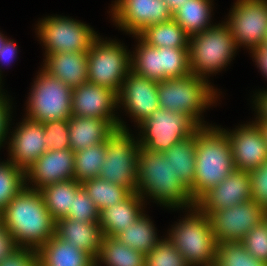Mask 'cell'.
Masks as SVG:
<instances>
[{
	"mask_svg": "<svg viewBox=\"0 0 267 266\" xmlns=\"http://www.w3.org/2000/svg\"><path fill=\"white\" fill-rule=\"evenodd\" d=\"M1 223L18 247L38 250L55 235V220L39 190L24 187L1 212Z\"/></svg>",
	"mask_w": 267,
	"mask_h": 266,
	"instance_id": "6da1fadb",
	"label": "cell"
},
{
	"mask_svg": "<svg viewBox=\"0 0 267 266\" xmlns=\"http://www.w3.org/2000/svg\"><path fill=\"white\" fill-rule=\"evenodd\" d=\"M143 199L150 197L160 205L185 210L195 206L190 190L173 171L169 159L161 152L139 148L137 164V189Z\"/></svg>",
	"mask_w": 267,
	"mask_h": 266,
	"instance_id": "7a4b0ae2",
	"label": "cell"
},
{
	"mask_svg": "<svg viewBox=\"0 0 267 266\" xmlns=\"http://www.w3.org/2000/svg\"><path fill=\"white\" fill-rule=\"evenodd\" d=\"M195 147V177L190 189L194 202L236 170L228 137L220 127H199Z\"/></svg>",
	"mask_w": 267,
	"mask_h": 266,
	"instance_id": "3957f363",
	"label": "cell"
},
{
	"mask_svg": "<svg viewBox=\"0 0 267 266\" xmlns=\"http://www.w3.org/2000/svg\"><path fill=\"white\" fill-rule=\"evenodd\" d=\"M208 82L195 74L158 82L159 108L183 113L198 127L208 126L200 115L219 98Z\"/></svg>",
	"mask_w": 267,
	"mask_h": 266,
	"instance_id": "277c9868",
	"label": "cell"
},
{
	"mask_svg": "<svg viewBox=\"0 0 267 266\" xmlns=\"http://www.w3.org/2000/svg\"><path fill=\"white\" fill-rule=\"evenodd\" d=\"M188 211L189 214L169 230L167 239L190 266L216 264L218 243L208 215L196 206Z\"/></svg>",
	"mask_w": 267,
	"mask_h": 266,
	"instance_id": "5b68a950",
	"label": "cell"
},
{
	"mask_svg": "<svg viewBox=\"0 0 267 266\" xmlns=\"http://www.w3.org/2000/svg\"><path fill=\"white\" fill-rule=\"evenodd\" d=\"M235 50L234 38L225 22L190 36L188 52L191 74L208 80L207 76L223 70L230 63Z\"/></svg>",
	"mask_w": 267,
	"mask_h": 266,
	"instance_id": "8992f818",
	"label": "cell"
},
{
	"mask_svg": "<svg viewBox=\"0 0 267 266\" xmlns=\"http://www.w3.org/2000/svg\"><path fill=\"white\" fill-rule=\"evenodd\" d=\"M102 39L98 36L87 52L88 82L118 94L131 71V52L120 42Z\"/></svg>",
	"mask_w": 267,
	"mask_h": 266,
	"instance_id": "52a82bcc",
	"label": "cell"
},
{
	"mask_svg": "<svg viewBox=\"0 0 267 266\" xmlns=\"http://www.w3.org/2000/svg\"><path fill=\"white\" fill-rule=\"evenodd\" d=\"M38 73L28 97L26 117L42 124L68 120L72 116L73 89L42 68Z\"/></svg>",
	"mask_w": 267,
	"mask_h": 266,
	"instance_id": "ba28073f",
	"label": "cell"
},
{
	"mask_svg": "<svg viewBox=\"0 0 267 266\" xmlns=\"http://www.w3.org/2000/svg\"><path fill=\"white\" fill-rule=\"evenodd\" d=\"M138 140L129 129H116L105 141L106 156L98 177L136 192Z\"/></svg>",
	"mask_w": 267,
	"mask_h": 266,
	"instance_id": "9c48e42d",
	"label": "cell"
},
{
	"mask_svg": "<svg viewBox=\"0 0 267 266\" xmlns=\"http://www.w3.org/2000/svg\"><path fill=\"white\" fill-rule=\"evenodd\" d=\"M139 146L149 152H165L190 137L199 127L185 114L158 108L139 125Z\"/></svg>",
	"mask_w": 267,
	"mask_h": 266,
	"instance_id": "30bf717a",
	"label": "cell"
},
{
	"mask_svg": "<svg viewBox=\"0 0 267 266\" xmlns=\"http://www.w3.org/2000/svg\"><path fill=\"white\" fill-rule=\"evenodd\" d=\"M37 27V37L45 47L44 55L88 52L99 36L88 24L65 16L45 17L38 21Z\"/></svg>",
	"mask_w": 267,
	"mask_h": 266,
	"instance_id": "8fae6325",
	"label": "cell"
},
{
	"mask_svg": "<svg viewBox=\"0 0 267 266\" xmlns=\"http://www.w3.org/2000/svg\"><path fill=\"white\" fill-rule=\"evenodd\" d=\"M225 22L237 49L259 48L267 34V0H237Z\"/></svg>",
	"mask_w": 267,
	"mask_h": 266,
	"instance_id": "7c38bea8",
	"label": "cell"
},
{
	"mask_svg": "<svg viewBox=\"0 0 267 266\" xmlns=\"http://www.w3.org/2000/svg\"><path fill=\"white\" fill-rule=\"evenodd\" d=\"M208 215L217 243L240 242L256 225L264 221L266 210L253 199Z\"/></svg>",
	"mask_w": 267,
	"mask_h": 266,
	"instance_id": "4fadbf2b",
	"label": "cell"
},
{
	"mask_svg": "<svg viewBox=\"0 0 267 266\" xmlns=\"http://www.w3.org/2000/svg\"><path fill=\"white\" fill-rule=\"evenodd\" d=\"M111 8L114 23L133 35H138L147 26L173 19V12L164 0H116Z\"/></svg>",
	"mask_w": 267,
	"mask_h": 266,
	"instance_id": "5bb4252c",
	"label": "cell"
},
{
	"mask_svg": "<svg viewBox=\"0 0 267 266\" xmlns=\"http://www.w3.org/2000/svg\"><path fill=\"white\" fill-rule=\"evenodd\" d=\"M71 104L72 116L105 119L115 129L127 130L113 111L118 107V95L110 88L86 82L73 88Z\"/></svg>",
	"mask_w": 267,
	"mask_h": 266,
	"instance_id": "9a60e30c",
	"label": "cell"
},
{
	"mask_svg": "<svg viewBox=\"0 0 267 266\" xmlns=\"http://www.w3.org/2000/svg\"><path fill=\"white\" fill-rule=\"evenodd\" d=\"M220 129L228 137L236 170L249 172L267 160L264 134L255 121L240 125L230 132Z\"/></svg>",
	"mask_w": 267,
	"mask_h": 266,
	"instance_id": "2e32d148",
	"label": "cell"
},
{
	"mask_svg": "<svg viewBox=\"0 0 267 266\" xmlns=\"http://www.w3.org/2000/svg\"><path fill=\"white\" fill-rule=\"evenodd\" d=\"M118 95V106L139 125L159 108L158 82L144 78L130 71L122 83Z\"/></svg>",
	"mask_w": 267,
	"mask_h": 266,
	"instance_id": "e0dca14e",
	"label": "cell"
},
{
	"mask_svg": "<svg viewBox=\"0 0 267 266\" xmlns=\"http://www.w3.org/2000/svg\"><path fill=\"white\" fill-rule=\"evenodd\" d=\"M74 159L75 152L70 148L47 150L25 171L26 187L41 190L47 185L74 179ZM27 181L32 186L29 187Z\"/></svg>",
	"mask_w": 267,
	"mask_h": 266,
	"instance_id": "ac0fdd59",
	"label": "cell"
},
{
	"mask_svg": "<svg viewBox=\"0 0 267 266\" xmlns=\"http://www.w3.org/2000/svg\"><path fill=\"white\" fill-rule=\"evenodd\" d=\"M12 137L8 146L10 159L16 167L26 171L46 151L45 128L42 123L25 116Z\"/></svg>",
	"mask_w": 267,
	"mask_h": 266,
	"instance_id": "d6986e66",
	"label": "cell"
},
{
	"mask_svg": "<svg viewBox=\"0 0 267 266\" xmlns=\"http://www.w3.org/2000/svg\"><path fill=\"white\" fill-rule=\"evenodd\" d=\"M250 185L249 172L235 170L220 184L206 191L195 202V206L200 211L231 208L252 199Z\"/></svg>",
	"mask_w": 267,
	"mask_h": 266,
	"instance_id": "ffe728a7",
	"label": "cell"
},
{
	"mask_svg": "<svg viewBox=\"0 0 267 266\" xmlns=\"http://www.w3.org/2000/svg\"><path fill=\"white\" fill-rule=\"evenodd\" d=\"M45 56L42 69L70 88L88 82L87 52H57Z\"/></svg>",
	"mask_w": 267,
	"mask_h": 266,
	"instance_id": "44dd1931",
	"label": "cell"
},
{
	"mask_svg": "<svg viewBox=\"0 0 267 266\" xmlns=\"http://www.w3.org/2000/svg\"><path fill=\"white\" fill-rule=\"evenodd\" d=\"M144 200L140 194L132 192L123 201L101 210L99 225L102 235L115 237L122 230L130 227L143 214Z\"/></svg>",
	"mask_w": 267,
	"mask_h": 266,
	"instance_id": "7402d4cb",
	"label": "cell"
},
{
	"mask_svg": "<svg viewBox=\"0 0 267 266\" xmlns=\"http://www.w3.org/2000/svg\"><path fill=\"white\" fill-rule=\"evenodd\" d=\"M55 235L75 248L97 257L102 242L99 222H78L75 219L61 218L55 221Z\"/></svg>",
	"mask_w": 267,
	"mask_h": 266,
	"instance_id": "603a6c76",
	"label": "cell"
},
{
	"mask_svg": "<svg viewBox=\"0 0 267 266\" xmlns=\"http://www.w3.org/2000/svg\"><path fill=\"white\" fill-rule=\"evenodd\" d=\"M69 145L74 152L105 143L116 130L107 120L84 116H71L68 119Z\"/></svg>",
	"mask_w": 267,
	"mask_h": 266,
	"instance_id": "cb8c5ba5",
	"label": "cell"
},
{
	"mask_svg": "<svg viewBox=\"0 0 267 266\" xmlns=\"http://www.w3.org/2000/svg\"><path fill=\"white\" fill-rule=\"evenodd\" d=\"M39 266H95L87 252L54 235L38 250Z\"/></svg>",
	"mask_w": 267,
	"mask_h": 266,
	"instance_id": "d4e9b609",
	"label": "cell"
},
{
	"mask_svg": "<svg viewBox=\"0 0 267 266\" xmlns=\"http://www.w3.org/2000/svg\"><path fill=\"white\" fill-rule=\"evenodd\" d=\"M212 0H187L173 12V19L190 37L212 27Z\"/></svg>",
	"mask_w": 267,
	"mask_h": 266,
	"instance_id": "484cf974",
	"label": "cell"
},
{
	"mask_svg": "<svg viewBox=\"0 0 267 266\" xmlns=\"http://www.w3.org/2000/svg\"><path fill=\"white\" fill-rule=\"evenodd\" d=\"M163 154L169 159L176 176L190 190L195 177V132L190 137L175 143Z\"/></svg>",
	"mask_w": 267,
	"mask_h": 266,
	"instance_id": "4316f807",
	"label": "cell"
},
{
	"mask_svg": "<svg viewBox=\"0 0 267 266\" xmlns=\"http://www.w3.org/2000/svg\"><path fill=\"white\" fill-rule=\"evenodd\" d=\"M81 189V183L71 179L47 185L39 191L50 215L57 221L69 215V208L72 207L73 197Z\"/></svg>",
	"mask_w": 267,
	"mask_h": 266,
	"instance_id": "83f0119b",
	"label": "cell"
},
{
	"mask_svg": "<svg viewBox=\"0 0 267 266\" xmlns=\"http://www.w3.org/2000/svg\"><path fill=\"white\" fill-rule=\"evenodd\" d=\"M145 256L115 237L103 236L95 266H100L101 262L106 266H145Z\"/></svg>",
	"mask_w": 267,
	"mask_h": 266,
	"instance_id": "f1b7e54d",
	"label": "cell"
},
{
	"mask_svg": "<svg viewBox=\"0 0 267 266\" xmlns=\"http://www.w3.org/2000/svg\"><path fill=\"white\" fill-rule=\"evenodd\" d=\"M138 36L155 48H188L189 36L174 20L147 26Z\"/></svg>",
	"mask_w": 267,
	"mask_h": 266,
	"instance_id": "f546056e",
	"label": "cell"
},
{
	"mask_svg": "<svg viewBox=\"0 0 267 266\" xmlns=\"http://www.w3.org/2000/svg\"><path fill=\"white\" fill-rule=\"evenodd\" d=\"M134 37L138 39V44L135 49L136 52L133 51V54H130L131 71L144 78L162 82V52L145 43L138 35H134Z\"/></svg>",
	"mask_w": 267,
	"mask_h": 266,
	"instance_id": "4dcf8cb0",
	"label": "cell"
},
{
	"mask_svg": "<svg viewBox=\"0 0 267 266\" xmlns=\"http://www.w3.org/2000/svg\"><path fill=\"white\" fill-rule=\"evenodd\" d=\"M153 221L144 213L130 227L122 230L115 238L122 244L147 255L161 240L157 237Z\"/></svg>",
	"mask_w": 267,
	"mask_h": 266,
	"instance_id": "1f68e13d",
	"label": "cell"
},
{
	"mask_svg": "<svg viewBox=\"0 0 267 266\" xmlns=\"http://www.w3.org/2000/svg\"><path fill=\"white\" fill-rule=\"evenodd\" d=\"M82 188L98 207L99 211L112 207L126 199L131 192L120 185L106 181L100 177L81 183Z\"/></svg>",
	"mask_w": 267,
	"mask_h": 266,
	"instance_id": "d6a6232c",
	"label": "cell"
},
{
	"mask_svg": "<svg viewBox=\"0 0 267 266\" xmlns=\"http://www.w3.org/2000/svg\"><path fill=\"white\" fill-rule=\"evenodd\" d=\"M106 156L105 143H100L75 152L74 176L79 183L98 177Z\"/></svg>",
	"mask_w": 267,
	"mask_h": 266,
	"instance_id": "836d02e7",
	"label": "cell"
},
{
	"mask_svg": "<svg viewBox=\"0 0 267 266\" xmlns=\"http://www.w3.org/2000/svg\"><path fill=\"white\" fill-rule=\"evenodd\" d=\"M24 187H26L25 171L8 160L0 162V213Z\"/></svg>",
	"mask_w": 267,
	"mask_h": 266,
	"instance_id": "e575fe53",
	"label": "cell"
},
{
	"mask_svg": "<svg viewBox=\"0 0 267 266\" xmlns=\"http://www.w3.org/2000/svg\"><path fill=\"white\" fill-rule=\"evenodd\" d=\"M218 266H267L254 258L241 242L218 243L217 261Z\"/></svg>",
	"mask_w": 267,
	"mask_h": 266,
	"instance_id": "d590c367",
	"label": "cell"
},
{
	"mask_svg": "<svg viewBox=\"0 0 267 266\" xmlns=\"http://www.w3.org/2000/svg\"><path fill=\"white\" fill-rule=\"evenodd\" d=\"M162 52L163 81L191 74L188 48L159 47Z\"/></svg>",
	"mask_w": 267,
	"mask_h": 266,
	"instance_id": "8d00e7d4",
	"label": "cell"
},
{
	"mask_svg": "<svg viewBox=\"0 0 267 266\" xmlns=\"http://www.w3.org/2000/svg\"><path fill=\"white\" fill-rule=\"evenodd\" d=\"M145 266H190L182 254L167 239H161L145 256Z\"/></svg>",
	"mask_w": 267,
	"mask_h": 266,
	"instance_id": "74e56055",
	"label": "cell"
},
{
	"mask_svg": "<svg viewBox=\"0 0 267 266\" xmlns=\"http://www.w3.org/2000/svg\"><path fill=\"white\" fill-rule=\"evenodd\" d=\"M100 211L86 191L82 188L73 197L72 207L69 208L67 219H75L78 222H99Z\"/></svg>",
	"mask_w": 267,
	"mask_h": 266,
	"instance_id": "f35d334b",
	"label": "cell"
},
{
	"mask_svg": "<svg viewBox=\"0 0 267 266\" xmlns=\"http://www.w3.org/2000/svg\"><path fill=\"white\" fill-rule=\"evenodd\" d=\"M254 258L267 264V223L262 221L240 241Z\"/></svg>",
	"mask_w": 267,
	"mask_h": 266,
	"instance_id": "ab89813d",
	"label": "cell"
},
{
	"mask_svg": "<svg viewBox=\"0 0 267 266\" xmlns=\"http://www.w3.org/2000/svg\"><path fill=\"white\" fill-rule=\"evenodd\" d=\"M47 150L70 148L68 120H54L43 123Z\"/></svg>",
	"mask_w": 267,
	"mask_h": 266,
	"instance_id": "60d3db41",
	"label": "cell"
},
{
	"mask_svg": "<svg viewBox=\"0 0 267 266\" xmlns=\"http://www.w3.org/2000/svg\"><path fill=\"white\" fill-rule=\"evenodd\" d=\"M249 175L252 199L267 211V160Z\"/></svg>",
	"mask_w": 267,
	"mask_h": 266,
	"instance_id": "b9f144b4",
	"label": "cell"
},
{
	"mask_svg": "<svg viewBox=\"0 0 267 266\" xmlns=\"http://www.w3.org/2000/svg\"><path fill=\"white\" fill-rule=\"evenodd\" d=\"M0 266H39L38 252L35 249L19 247L2 260Z\"/></svg>",
	"mask_w": 267,
	"mask_h": 266,
	"instance_id": "7bdbcfd3",
	"label": "cell"
},
{
	"mask_svg": "<svg viewBox=\"0 0 267 266\" xmlns=\"http://www.w3.org/2000/svg\"><path fill=\"white\" fill-rule=\"evenodd\" d=\"M10 99L4 93L0 94V147L3 142L7 139V134L9 126L11 125L9 121H11V105L9 103Z\"/></svg>",
	"mask_w": 267,
	"mask_h": 266,
	"instance_id": "ee69618b",
	"label": "cell"
},
{
	"mask_svg": "<svg viewBox=\"0 0 267 266\" xmlns=\"http://www.w3.org/2000/svg\"><path fill=\"white\" fill-rule=\"evenodd\" d=\"M18 248L9 230L0 222V262Z\"/></svg>",
	"mask_w": 267,
	"mask_h": 266,
	"instance_id": "f6af8a7d",
	"label": "cell"
},
{
	"mask_svg": "<svg viewBox=\"0 0 267 266\" xmlns=\"http://www.w3.org/2000/svg\"><path fill=\"white\" fill-rule=\"evenodd\" d=\"M253 103L255 104V110L257 116L255 122H267V91H261L256 96Z\"/></svg>",
	"mask_w": 267,
	"mask_h": 266,
	"instance_id": "bcb514c9",
	"label": "cell"
},
{
	"mask_svg": "<svg viewBox=\"0 0 267 266\" xmlns=\"http://www.w3.org/2000/svg\"><path fill=\"white\" fill-rule=\"evenodd\" d=\"M17 44H15V42L12 40H10L9 38L5 41L2 49H0V64H2L1 66H3L4 64L8 65L9 62L13 61V59L15 58V56L17 55ZM0 66V68H1ZM1 72V69H0ZM1 73H0V81H2L1 79Z\"/></svg>",
	"mask_w": 267,
	"mask_h": 266,
	"instance_id": "7dc6e473",
	"label": "cell"
},
{
	"mask_svg": "<svg viewBox=\"0 0 267 266\" xmlns=\"http://www.w3.org/2000/svg\"><path fill=\"white\" fill-rule=\"evenodd\" d=\"M250 53L263 76L267 78V47H259Z\"/></svg>",
	"mask_w": 267,
	"mask_h": 266,
	"instance_id": "c3c4849f",
	"label": "cell"
},
{
	"mask_svg": "<svg viewBox=\"0 0 267 266\" xmlns=\"http://www.w3.org/2000/svg\"><path fill=\"white\" fill-rule=\"evenodd\" d=\"M168 6L169 9L174 12L177 8H179L181 5H183L187 0H164Z\"/></svg>",
	"mask_w": 267,
	"mask_h": 266,
	"instance_id": "681fc988",
	"label": "cell"
},
{
	"mask_svg": "<svg viewBox=\"0 0 267 266\" xmlns=\"http://www.w3.org/2000/svg\"><path fill=\"white\" fill-rule=\"evenodd\" d=\"M257 124L261 127V130L264 134L266 146H267V122H261V123H257Z\"/></svg>",
	"mask_w": 267,
	"mask_h": 266,
	"instance_id": "f907efd6",
	"label": "cell"
},
{
	"mask_svg": "<svg viewBox=\"0 0 267 266\" xmlns=\"http://www.w3.org/2000/svg\"><path fill=\"white\" fill-rule=\"evenodd\" d=\"M4 34L0 33V49H2L5 41L7 40V38L5 36H3Z\"/></svg>",
	"mask_w": 267,
	"mask_h": 266,
	"instance_id": "816d5d0a",
	"label": "cell"
},
{
	"mask_svg": "<svg viewBox=\"0 0 267 266\" xmlns=\"http://www.w3.org/2000/svg\"><path fill=\"white\" fill-rule=\"evenodd\" d=\"M260 47H267V34H266V37L263 41V44Z\"/></svg>",
	"mask_w": 267,
	"mask_h": 266,
	"instance_id": "f5cc1de1",
	"label": "cell"
},
{
	"mask_svg": "<svg viewBox=\"0 0 267 266\" xmlns=\"http://www.w3.org/2000/svg\"><path fill=\"white\" fill-rule=\"evenodd\" d=\"M264 220H265L266 223H267V212H266V214H265V216H264Z\"/></svg>",
	"mask_w": 267,
	"mask_h": 266,
	"instance_id": "db71d44e",
	"label": "cell"
},
{
	"mask_svg": "<svg viewBox=\"0 0 267 266\" xmlns=\"http://www.w3.org/2000/svg\"><path fill=\"white\" fill-rule=\"evenodd\" d=\"M1 83H2V82L0 81V85H1ZM1 88H2V87L0 86V94L2 93L1 90H3V89H1Z\"/></svg>",
	"mask_w": 267,
	"mask_h": 266,
	"instance_id": "11a10c76",
	"label": "cell"
}]
</instances>
